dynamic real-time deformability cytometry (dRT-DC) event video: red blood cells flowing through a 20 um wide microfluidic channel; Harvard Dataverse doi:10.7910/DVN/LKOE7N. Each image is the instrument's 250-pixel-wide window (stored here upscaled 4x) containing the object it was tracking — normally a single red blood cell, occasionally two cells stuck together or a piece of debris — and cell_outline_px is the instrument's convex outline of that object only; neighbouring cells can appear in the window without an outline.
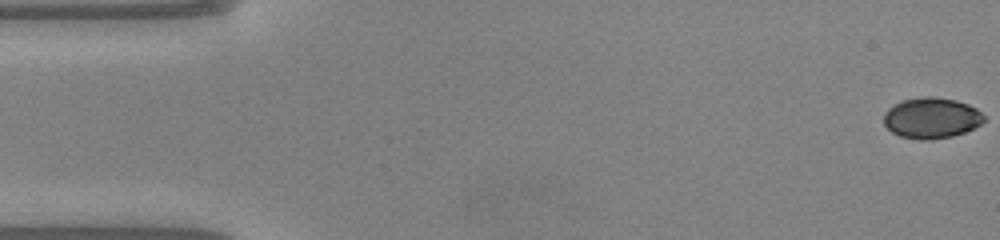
{"species": "common noctule bat (a hibernating species)", "species_latin": "Nyctalus noctula", "temperature_condition": "warm", "stored_images_in_passage": 49, "camera_frame_rate_fps": 3000, "um_per_image_px": 0.085, "animal": {"sex": "male", "body_mass_g": 20.0, "forearm_length_mm": 53.3}, "frame": {"image": 1, "passage_image": 1, "time_ms": 0.0, "image_size_px": [1000, 240], "cell_outline_px": [[984, 120], [980, 124], [964, 132], [952, 136], [932, 140], [920, 140], [900, 136], [892, 132], [884, 124], [884, 116], [888, 108], [900, 100], [924, 96], [932, 96], [956, 100], [968, 104], [976, 108], [984, 116]], "centroid_in_image_um": [79.15, 10.02], "position_along_channel_um": 5.8, "area_um2": 23.87}}
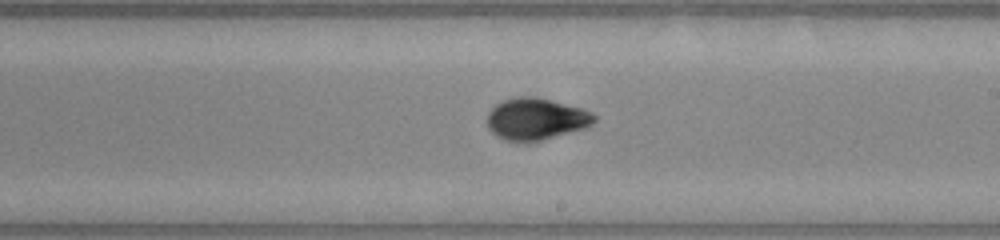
{"frame": {"image": 2, "passage_image": 28, "time_ms": 9.0, "image_size_px": [1000, 240], "cell_outline_px": [[596, 120], [592, 124], [584, 128], [540, 140], [504, 140], [496, 136], [488, 128], [488, 112], [496, 104], [504, 100], [520, 96], [536, 96], [580, 108], [592, 112], [596, 116]], "centroid_in_image_um": [45.55, 10.09], "position_along_channel_um": 243.4, "area_um2": 25.61}}
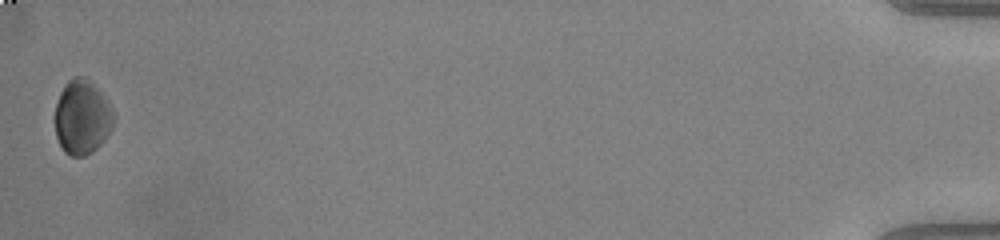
{"frame": {"image": 3, "passage_image": 49, "time_ms": 16.0, "image_size_px": [1000, 240], "cell_outline_px": [[112, 128], [104, 140], [92, 152], [84, 156], [72, 156], [64, 152], [56, 136], [56, 104], [60, 92], [68, 80], [72, 76], [84, 76], [108, 100], [112, 112]], "centroid_in_image_um": [6.96, 9.96], "position_along_channel_um": 428.2, "area_um2": 25.09}, "authors_computed_cell_mechanics": {"area_um2": 24.565, "velocity_mm_per_s": 4.1026, "shape_relaxation_time_tau1_ms": 1.7785, "shape_relaxation_time_tau2_ms": 3.2265, "deformation_change_tau1": 0.0812, "deformation_change_tau2": 0.0686}}